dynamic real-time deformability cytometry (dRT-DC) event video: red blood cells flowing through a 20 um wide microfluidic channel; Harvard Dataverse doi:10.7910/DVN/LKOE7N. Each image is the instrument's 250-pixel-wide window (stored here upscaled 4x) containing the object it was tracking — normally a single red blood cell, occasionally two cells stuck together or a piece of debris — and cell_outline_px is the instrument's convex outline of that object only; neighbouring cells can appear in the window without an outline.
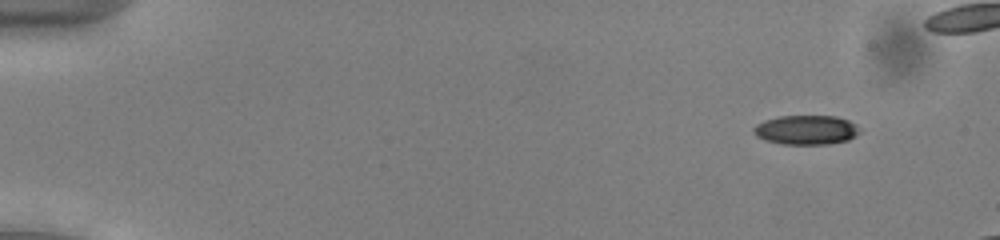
{"species": "common noctule bat (a hibernating species)", "species_latin": "Nyctalus noctula", "temperature_condition": "cold", "stored_images_in_passage": 19, "camera_frame_rate_fps": 3000, "um_per_image_px": 0.085, "animal": {"sex": "male", "body_mass_g": 13.0, "forearm_length_mm": 53.1}, "frame": {"image": 1, "passage_image": 6, "time_ms": 1.667, "image_size_px": [1000, 240], "cell_outline_px": [[860, 132], [856, 136], [848, 140], [828, 144], [784, 144], [764, 140], [756, 136], [752, 132], [752, 128], [756, 124], [764, 120], [780, 116], [836, 116], [848, 120]], "centroid_in_image_um": [68.46, 11.04], "position_along_channel_um": 16.5, "area_um2": 18.09}}